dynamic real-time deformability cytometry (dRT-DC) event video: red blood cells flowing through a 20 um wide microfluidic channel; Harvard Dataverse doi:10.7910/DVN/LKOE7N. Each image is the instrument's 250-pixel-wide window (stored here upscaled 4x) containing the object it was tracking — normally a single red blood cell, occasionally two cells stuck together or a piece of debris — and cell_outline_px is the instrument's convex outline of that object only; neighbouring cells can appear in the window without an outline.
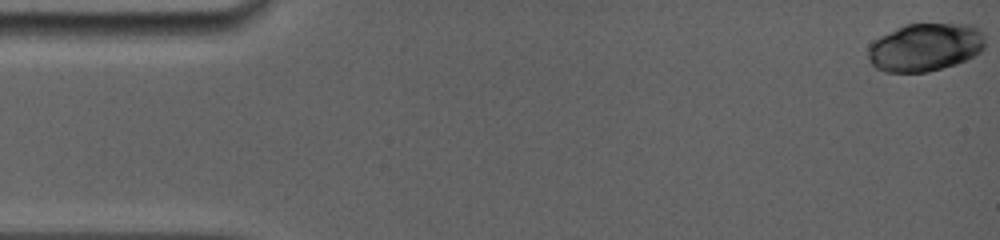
{"species": "common noctule bat (a hibernating species)", "species_latin": "Nyctalus noctula", "temperature_condition": "room temperature", "stored_images_in_passage": 38, "camera_frame_rate_fps": 5000, "um_per_image_px": 0.085, "animal": {"sex": "female", "body_mass_g": 19.0, "forearm_length_mm": 56.7}, "frame": {"image": 1, "passage_image": 1, "time_ms": 0.0, "image_size_px": [1000, 240], "cell_outline_px": [[984, 48], [980, 52], [956, 64], [928, 72], [884, 72], [876, 68], [868, 60], [868, 44], [880, 36], [904, 24], [976, 24], [980, 28], [984, 36]], "centroid_in_image_um": [78.63, 4.01], "position_along_channel_um": 6.4, "area_um2": 33.06}}